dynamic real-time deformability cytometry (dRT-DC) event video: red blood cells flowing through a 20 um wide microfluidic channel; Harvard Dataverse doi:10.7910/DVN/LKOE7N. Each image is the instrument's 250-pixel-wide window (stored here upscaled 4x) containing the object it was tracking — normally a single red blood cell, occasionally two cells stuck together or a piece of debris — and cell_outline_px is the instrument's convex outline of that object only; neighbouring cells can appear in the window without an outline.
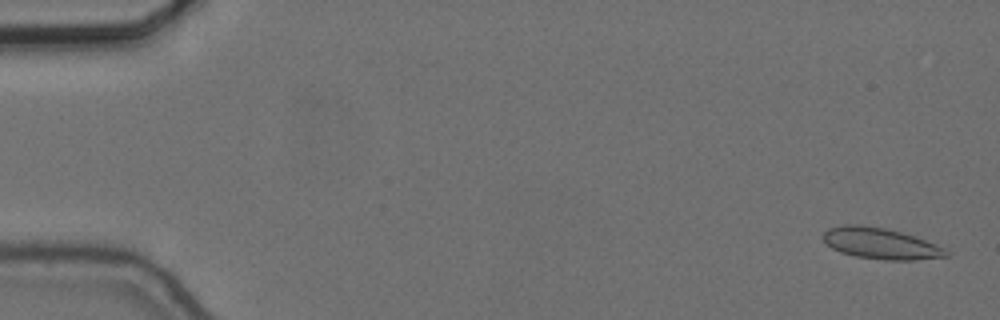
{"species": "common noctule bat (a hibernating species)", "species_latin": "Nyctalus noctula", "temperature_condition": "cold", "stored_images_in_passage": 20, "camera_frame_rate_fps": 3000, "um_per_image_px": 0.085, "animal": {"sex": "female", "body_mass_g": 24.6, "forearm_length_mm": 56.2}, "frame": {"image": 1, "passage_image": 2, "time_ms": 0.333, "image_size_px": [1000, 320], "cell_outline_px": [[948, 256], [916, 260], [884, 260], [856, 256], [840, 252], [832, 248], [820, 236], [828, 228], [844, 224], [860, 224], [884, 228], [900, 232], [924, 240], [944, 248], [948, 252]], "centroid_in_image_um": [74.8, 20.69], "position_along_channel_um": 10.2, "area_um2": 22.14}}
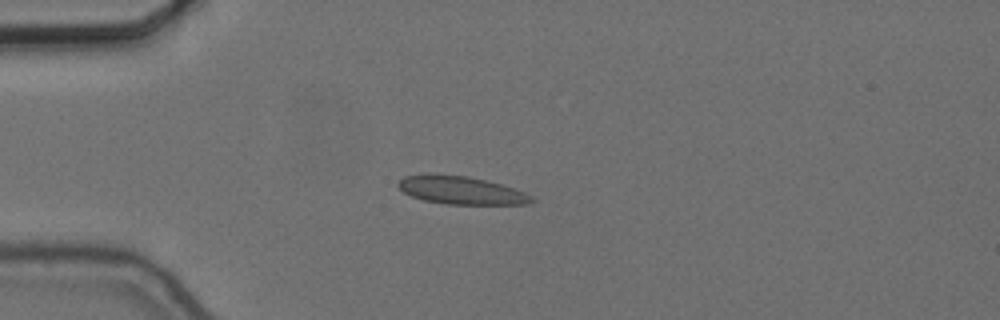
{"frame": {"image": 2, "passage_image": 15, "time_ms": 4.667, "image_size_px": [1000, 320], "cell_outline_px": [[536, 200], [528, 204], [444, 204], [424, 200], [412, 196], [404, 192], [396, 184], [404, 176], [428, 172], [468, 176], [488, 180], [504, 184], [524, 192], [532, 196]], "centroid_in_image_um": [39.19, 16.15], "position_along_channel_um": 45.8, "area_um2": 22.2}}